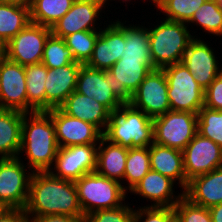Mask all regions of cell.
<instances>
[{
	"label": "cell",
	"mask_w": 222,
	"mask_h": 222,
	"mask_svg": "<svg viewBox=\"0 0 222 222\" xmlns=\"http://www.w3.org/2000/svg\"><path fill=\"white\" fill-rule=\"evenodd\" d=\"M58 150L59 145L51 116L46 111L25 113L21 126L20 153L22 154L18 157L21 158L25 152L28 159L27 169L32 172L49 171Z\"/></svg>",
	"instance_id": "2"
},
{
	"label": "cell",
	"mask_w": 222,
	"mask_h": 222,
	"mask_svg": "<svg viewBox=\"0 0 222 222\" xmlns=\"http://www.w3.org/2000/svg\"><path fill=\"white\" fill-rule=\"evenodd\" d=\"M132 25H124L125 47L120 59L123 61H152L148 28L140 24Z\"/></svg>",
	"instance_id": "27"
},
{
	"label": "cell",
	"mask_w": 222,
	"mask_h": 222,
	"mask_svg": "<svg viewBox=\"0 0 222 222\" xmlns=\"http://www.w3.org/2000/svg\"><path fill=\"white\" fill-rule=\"evenodd\" d=\"M212 217V222H222V203L208 208Z\"/></svg>",
	"instance_id": "44"
},
{
	"label": "cell",
	"mask_w": 222,
	"mask_h": 222,
	"mask_svg": "<svg viewBox=\"0 0 222 222\" xmlns=\"http://www.w3.org/2000/svg\"><path fill=\"white\" fill-rule=\"evenodd\" d=\"M98 144L72 145L59 148L49 172L58 178L76 181L95 172Z\"/></svg>",
	"instance_id": "9"
},
{
	"label": "cell",
	"mask_w": 222,
	"mask_h": 222,
	"mask_svg": "<svg viewBox=\"0 0 222 222\" xmlns=\"http://www.w3.org/2000/svg\"><path fill=\"white\" fill-rule=\"evenodd\" d=\"M206 0H164L159 6L158 10L166 15L165 19L188 23L193 17L196 10ZM165 13V14H164Z\"/></svg>",
	"instance_id": "35"
},
{
	"label": "cell",
	"mask_w": 222,
	"mask_h": 222,
	"mask_svg": "<svg viewBox=\"0 0 222 222\" xmlns=\"http://www.w3.org/2000/svg\"><path fill=\"white\" fill-rule=\"evenodd\" d=\"M198 114L169 110L153 118V142L183 151L197 133Z\"/></svg>",
	"instance_id": "7"
},
{
	"label": "cell",
	"mask_w": 222,
	"mask_h": 222,
	"mask_svg": "<svg viewBox=\"0 0 222 222\" xmlns=\"http://www.w3.org/2000/svg\"><path fill=\"white\" fill-rule=\"evenodd\" d=\"M0 2L30 8L33 0H0Z\"/></svg>",
	"instance_id": "45"
},
{
	"label": "cell",
	"mask_w": 222,
	"mask_h": 222,
	"mask_svg": "<svg viewBox=\"0 0 222 222\" xmlns=\"http://www.w3.org/2000/svg\"><path fill=\"white\" fill-rule=\"evenodd\" d=\"M82 63L72 62L57 68H47L45 81L46 111L59 108L76 90L77 76Z\"/></svg>",
	"instance_id": "18"
},
{
	"label": "cell",
	"mask_w": 222,
	"mask_h": 222,
	"mask_svg": "<svg viewBox=\"0 0 222 222\" xmlns=\"http://www.w3.org/2000/svg\"><path fill=\"white\" fill-rule=\"evenodd\" d=\"M86 65L93 69L109 70L113 66L111 51V22L104 29L99 28V35L93 49L92 57Z\"/></svg>",
	"instance_id": "34"
},
{
	"label": "cell",
	"mask_w": 222,
	"mask_h": 222,
	"mask_svg": "<svg viewBox=\"0 0 222 222\" xmlns=\"http://www.w3.org/2000/svg\"><path fill=\"white\" fill-rule=\"evenodd\" d=\"M30 22V8L0 2V39L5 44Z\"/></svg>",
	"instance_id": "28"
},
{
	"label": "cell",
	"mask_w": 222,
	"mask_h": 222,
	"mask_svg": "<svg viewBox=\"0 0 222 222\" xmlns=\"http://www.w3.org/2000/svg\"><path fill=\"white\" fill-rule=\"evenodd\" d=\"M153 2L154 5L158 6L164 1V0H151Z\"/></svg>",
	"instance_id": "47"
},
{
	"label": "cell",
	"mask_w": 222,
	"mask_h": 222,
	"mask_svg": "<svg viewBox=\"0 0 222 222\" xmlns=\"http://www.w3.org/2000/svg\"><path fill=\"white\" fill-rule=\"evenodd\" d=\"M167 91L165 73L163 69L156 68L140 83L129 104L150 118H156L171 110Z\"/></svg>",
	"instance_id": "10"
},
{
	"label": "cell",
	"mask_w": 222,
	"mask_h": 222,
	"mask_svg": "<svg viewBox=\"0 0 222 222\" xmlns=\"http://www.w3.org/2000/svg\"><path fill=\"white\" fill-rule=\"evenodd\" d=\"M174 215L173 207L143 206L134 210L132 222H168Z\"/></svg>",
	"instance_id": "39"
},
{
	"label": "cell",
	"mask_w": 222,
	"mask_h": 222,
	"mask_svg": "<svg viewBox=\"0 0 222 222\" xmlns=\"http://www.w3.org/2000/svg\"><path fill=\"white\" fill-rule=\"evenodd\" d=\"M218 2V4L220 5V7L222 8V0H216Z\"/></svg>",
	"instance_id": "49"
},
{
	"label": "cell",
	"mask_w": 222,
	"mask_h": 222,
	"mask_svg": "<svg viewBox=\"0 0 222 222\" xmlns=\"http://www.w3.org/2000/svg\"><path fill=\"white\" fill-rule=\"evenodd\" d=\"M26 167L19 157L0 158V208L25 209L33 174Z\"/></svg>",
	"instance_id": "8"
},
{
	"label": "cell",
	"mask_w": 222,
	"mask_h": 222,
	"mask_svg": "<svg viewBox=\"0 0 222 222\" xmlns=\"http://www.w3.org/2000/svg\"><path fill=\"white\" fill-rule=\"evenodd\" d=\"M105 3L106 0H75L70 10L53 25L51 33L64 39L75 32L98 30L95 22L101 17Z\"/></svg>",
	"instance_id": "16"
},
{
	"label": "cell",
	"mask_w": 222,
	"mask_h": 222,
	"mask_svg": "<svg viewBox=\"0 0 222 222\" xmlns=\"http://www.w3.org/2000/svg\"><path fill=\"white\" fill-rule=\"evenodd\" d=\"M183 195L191 202L209 208L222 203V167L188 181Z\"/></svg>",
	"instance_id": "22"
},
{
	"label": "cell",
	"mask_w": 222,
	"mask_h": 222,
	"mask_svg": "<svg viewBox=\"0 0 222 222\" xmlns=\"http://www.w3.org/2000/svg\"><path fill=\"white\" fill-rule=\"evenodd\" d=\"M129 203L113 208L98 210L84 216V222H132L134 209Z\"/></svg>",
	"instance_id": "38"
},
{
	"label": "cell",
	"mask_w": 222,
	"mask_h": 222,
	"mask_svg": "<svg viewBox=\"0 0 222 222\" xmlns=\"http://www.w3.org/2000/svg\"><path fill=\"white\" fill-rule=\"evenodd\" d=\"M25 211L28 216L84 217L74 181L55 177L49 171L33 172Z\"/></svg>",
	"instance_id": "1"
},
{
	"label": "cell",
	"mask_w": 222,
	"mask_h": 222,
	"mask_svg": "<svg viewBox=\"0 0 222 222\" xmlns=\"http://www.w3.org/2000/svg\"><path fill=\"white\" fill-rule=\"evenodd\" d=\"M127 154V147L111 143L102 137L98 144L95 172L124 183L121 180L124 178Z\"/></svg>",
	"instance_id": "24"
},
{
	"label": "cell",
	"mask_w": 222,
	"mask_h": 222,
	"mask_svg": "<svg viewBox=\"0 0 222 222\" xmlns=\"http://www.w3.org/2000/svg\"><path fill=\"white\" fill-rule=\"evenodd\" d=\"M75 0H33L30 7L32 23L52 28L72 7Z\"/></svg>",
	"instance_id": "29"
},
{
	"label": "cell",
	"mask_w": 222,
	"mask_h": 222,
	"mask_svg": "<svg viewBox=\"0 0 222 222\" xmlns=\"http://www.w3.org/2000/svg\"><path fill=\"white\" fill-rule=\"evenodd\" d=\"M59 108L71 117L93 124L102 133L107 128L110 111L92 97L74 91Z\"/></svg>",
	"instance_id": "21"
},
{
	"label": "cell",
	"mask_w": 222,
	"mask_h": 222,
	"mask_svg": "<svg viewBox=\"0 0 222 222\" xmlns=\"http://www.w3.org/2000/svg\"><path fill=\"white\" fill-rule=\"evenodd\" d=\"M99 32L97 30L80 31L64 38L66 46L72 51L77 62L86 64L92 57Z\"/></svg>",
	"instance_id": "33"
},
{
	"label": "cell",
	"mask_w": 222,
	"mask_h": 222,
	"mask_svg": "<svg viewBox=\"0 0 222 222\" xmlns=\"http://www.w3.org/2000/svg\"><path fill=\"white\" fill-rule=\"evenodd\" d=\"M0 109L27 113V91L24 66L0 58Z\"/></svg>",
	"instance_id": "15"
},
{
	"label": "cell",
	"mask_w": 222,
	"mask_h": 222,
	"mask_svg": "<svg viewBox=\"0 0 222 222\" xmlns=\"http://www.w3.org/2000/svg\"><path fill=\"white\" fill-rule=\"evenodd\" d=\"M0 222H30L25 209L22 208H1Z\"/></svg>",
	"instance_id": "42"
},
{
	"label": "cell",
	"mask_w": 222,
	"mask_h": 222,
	"mask_svg": "<svg viewBox=\"0 0 222 222\" xmlns=\"http://www.w3.org/2000/svg\"><path fill=\"white\" fill-rule=\"evenodd\" d=\"M156 69L152 61H123L119 59L109 70H105V78L116 97L129 104L132 94L140 83Z\"/></svg>",
	"instance_id": "12"
},
{
	"label": "cell",
	"mask_w": 222,
	"mask_h": 222,
	"mask_svg": "<svg viewBox=\"0 0 222 222\" xmlns=\"http://www.w3.org/2000/svg\"><path fill=\"white\" fill-rule=\"evenodd\" d=\"M204 106L212 110H222V73L205 90Z\"/></svg>",
	"instance_id": "41"
},
{
	"label": "cell",
	"mask_w": 222,
	"mask_h": 222,
	"mask_svg": "<svg viewBox=\"0 0 222 222\" xmlns=\"http://www.w3.org/2000/svg\"><path fill=\"white\" fill-rule=\"evenodd\" d=\"M173 209L180 222H212L208 208L191 202L184 195L174 205Z\"/></svg>",
	"instance_id": "37"
},
{
	"label": "cell",
	"mask_w": 222,
	"mask_h": 222,
	"mask_svg": "<svg viewBox=\"0 0 222 222\" xmlns=\"http://www.w3.org/2000/svg\"><path fill=\"white\" fill-rule=\"evenodd\" d=\"M204 39L194 38L182 58V63L193 74L195 81L205 91L214 79L222 73L214 50Z\"/></svg>",
	"instance_id": "17"
},
{
	"label": "cell",
	"mask_w": 222,
	"mask_h": 222,
	"mask_svg": "<svg viewBox=\"0 0 222 222\" xmlns=\"http://www.w3.org/2000/svg\"><path fill=\"white\" fill-rule=\"evenodd\" d=\"M103 137L127 148L148 147L153 143V119L130 104H123L109 112Z\"/></svg>",
	"instance_id": "3"
},
{
	"label": "cell",
	"mask_w": 222,
	"mask_h": 222,
	"mask_svg": "<svg viewBox=\"0 0 222 222\" xmlns=\"http://www.w3.org/2000/svg\"><path fill=\"white\" fill-rule=\"evenodd\" d=\"M174 184L169 177L150 170L129 192L153 202L146 207H174L183 195L178 192L175 196Z\"/></svg>",
	"instance_id": "19"
},
{
	"label": "cell",
	"mask_w": 222,
	"mask_h": 222,
	"mask_svg": "<svg viewBox=\"0 0 222 222\" xmlns=\"http://www.w3.org/2000/svg\"><path fill=\"white\" fill-rule=\"evenodd\" d=\"M50 34L51 28L30 22L6 43L5 56L22 66L41 63L45 42Z\"/></svg>",
	"instance_id": "11"
},
{
	"label": "cell",
	"mask_w": 222,
	"mask_h": 222,
	"mask_svg": "<svg viewBox=\"0 0 222 222\" xmlns=\"http://www.w3.org/2000/svg\"><path fill=\"white\" fill-rule=\"evenodd\" d=\"M107 1H108V0H106V2H107ZM128 1H129V0H125V1H124V0H122V2H128ZM130 1H131V0H130Z\"/></svg>",
	"instance_id": "50"
},
{
	"label": "cell",
	"mask_w": 222,
	"mask_h": 222,
	"mask_svg": "<svg viewBox=\"0 0 222 222\" xmlns=\"http://www.w3.org/2000/svg\"><path fill=\"white\" fill-rule=\"evenodd\" d=\"M195 23L212 35L222 36V8L216 0H206L187 23Z\"/></svg>",
	"instance_id": "31"
},
{
	"label": "cell",
	"mask_w": 222,
	"mask_h": 222,
	"mask_svg": "<svg viewBox=\"0 0 222 222\" xmlns=\"http://www.w3.org/2000/svg\"><path fill=\"white\" fill-rule=\"evenodd\" d=\"M150 170L149 146L144 148H128L123 178V180L128 182L125 190L130 191Z\"/></svg>",
	"instance_id": "30"
},
{
	"label": "cell",
	"mask_w": 222,
	"mask_h": 222,
	"mask_svg": "<svg viewBox=\"0 0 222 222\" xmlns=\"http://www.w3.org/2000/svg\"><path fill=\"white\" fill-rule=\"evenodd\" d=\"M24 114L18 110L0 109V158L19 156Z\"/></svg>",
	"instance_id": "25"
},
{
	"label": "cell",
	"mask_w": 222,
	"mask_h": 222,
	"mask_svg": "<svg viewBox=\"0 0 222 222\" xmlns=\"http://www.w3.org/2000/svg\"><path fill=\"white\" fill-rule=\"evenodd\" d=\"M72 62L77 61L66 46L65 40L51 33L45 42L42 63L47 68H59Z\"/></svg>",
	"instance_id": "32"
},
{
	"label": "cell",
	"mask_w": 222,
	"mask_h": 222,
	"mask_svg": "<svg viewBox=\"0 0 222 222\" xmlns=\"http://www.w3.org/2000/svg\"><path fill=\"white\" fill-rule=\"evenodd\" d=\"M124 23L116 20L111 23V51L113 65L122 57V52L125 47Z\"/></svg>",
	"instance_id": "40"
},
{
	"label": "cell",
	"mask_w": 222,
	"mask_h": 222,
	"mask_svg": "<svg viewBox=\"0 0 222 222\" xmlns=\"http://www.w3.org/2000/svg\"><path fill=\"white\" fill-rule=\"evenodd\" d=\"M75 91L90 98L92 97L103 104L109 111L123 105L107 82L105 70L93 69L86 64H82L79 69Z\"/></svg>",
	"instance_id": "20"
},
{
	"label": "cell",
	"mask_w": 222,
	"mask_h": 222,
	"mask_svg": "<svg viewBox=\"0 0 222 222\" xmlns=\"http://www.w3.org/2000/svg\"><path fill=\"white\" fill-rule=\"evenodd\" d=\"M151 170L169 177L184 191L188 181L183 166V154L181 150L165 147L152 143L149 146ZM178 181V182H176Z\"/></svg>",
	"instance_id": "23"
},
{
	"label": "cell",
	"mask_w": 222,
	"mask_h": 222,
	"mask_svg": "<svg viewBox=\"0 0 222 222\" xmlns=\"http://www.w3.org/2000/svg\"><path fill=\"white\" fill-rule=\"evenodd\" d=\"M6 53V44L3 42V40L0 39V58L5 57Z\"/></svg>",
	"instance_id": "46"
},
{
	"label": "cell",
	"mask_w": 222,
	"mask_h": 222,
	"mask_svg": "<svg viewBox=\"0 0 222 222\" xmlns=\"http://www.w3.org/2000/svg\"><path fill=\"white\" fill-rule=\"evenodd\" d=\"M27 91V113L46 111L45 81L47 67L41 62L24 66Z\"/></svg>",
	"instance_id": "26"
},
{
	"label": "cell",
	"mask_w": 222,
	"mask_h": 222,
	"mask_svg": "<svg viewBox=\"0 0 222 222\" xmlns=\"http://www.w3.org/2000/svg\"><path fill=\"white\" fill-rule=\"evenodd\" d=\"M168 83L170 109L198 114L204 106L205 91L193 78V74L182 63L162 68Z\"/></svg>",
	"instance_id": "6"
},
{
	"label": "cell",
	"mask_w": 222,
	"mask_h": 222,
	"mask_svg": "<svg viewBox=\"0 0 222 222\" xmlns=\"http://www.w3.org/2000/svg\"><path fill=\"white\" fill-rule=\"evenodd\" d=\"M168 222H180L179 219L174 215Z\"/></svg>",
	"instance_id": "48"
},
{
	"label": "cell",
	"mask_w": 222,
	"mask_h": 222,
	"mask_svg": "<svg viewBox=\"0 0 222 222\" xmlns=\"http://www.w3.org/2000/svg\"><path fill=\"white\" fill-rule=\"evenodd\" d=\"M182 154L187 181L222 167V148L198 132Z\"/></svg>",
	"instance_id": "13"
},
{
	"label": "cell",
	"mask_w": 222,
	"mask_h": 222,
	"mask_svg": "<svg viewBox=\"0 0 222 222\" xmlns=\"http://www.w3.org/2000/svg\"><path fill=\"white\" fill-rule=\"evenodd\" d=\"M52 118L59 148L98 144L103 133L93 124L71 117L60 108L46 111Z\"/></svg>",
	"instance_id": "14"
},
{
	"label": "cell",
	"mask_w": 222,
	"mask_h": 222,
	"mask_svg": "<svg viewBox=\"0 0 222 222\" xmlns=\"http://www.w3.org/2000/svg\"><path fill=\"white\" fill-rule=\"evenodd\" d=\"M159 24L148 30L153 66L162 69L181 62L195 36L191 35L186 23L163 18Z\"/></svg>",
	"instance_id": "4"
},
{
	"label": "cell",
	"mask_w": 222,
	"mask_h": 222,
	"mask_svg": "<svg viewBox=\"0 0 222 222\" xmlns=\"http://www.w3.org/2000/svg\"><path fill=\"white\" fill-rule=\"evenodd\" d=\"M30 222H84V217H71L67 215L28 216Z\"/></svg>",
	"instance_id": "43"
},
{
	"label": "cell",
	"mask_w": 222,
	"mask_h": 222,
	"mask_svg": "<svg viewBox=\"0 0 222 222\" xmlns=\"http://www.w3.org/2000/svg\"><path fill=\"white\" fill-rule=\"evenodd\" d=\"M197 132L222 148V110L203 106L198 112Z\"/></svg>",
	"instance_id": "36"
},
{
	"label": "cell",
	"mask_w": 222,
	"mask_h": 222,
	"mask_svg": "<svg viewBox=\"0 0 222 222\" xmlns=\"http://www.w3.org/2000/svg\"><path fill=\"white\" fill-rule=\"evenodd\" d=\"M74 183L84 216L98 210L113 209L125 203L123 201H125L127 191L117 180L91 172Z\"/></svg>",
	"instance_id": "5"
}]
</instances>
